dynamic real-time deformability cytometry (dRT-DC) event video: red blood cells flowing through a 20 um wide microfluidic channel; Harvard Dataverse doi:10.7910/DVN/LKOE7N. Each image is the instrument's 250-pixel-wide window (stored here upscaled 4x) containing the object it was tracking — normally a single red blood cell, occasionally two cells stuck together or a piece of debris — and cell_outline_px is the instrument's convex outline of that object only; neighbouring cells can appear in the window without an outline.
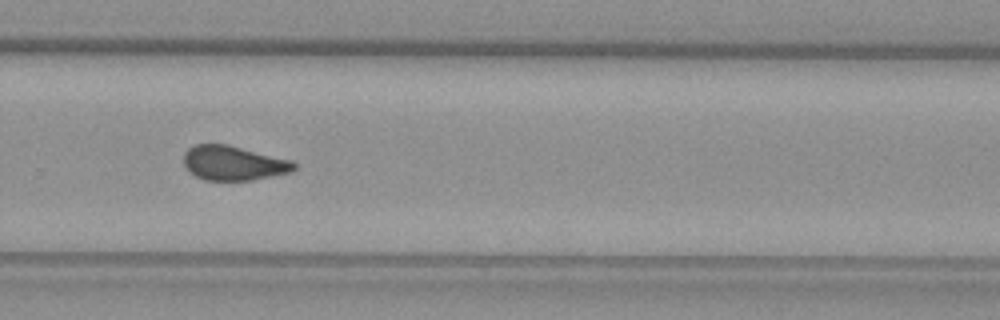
{"species": "common noctule bat (a hibernating species)", "species_latin": "Nyctalus noctula", "temperature_condition": "warm", "stored_images_in_passage": 38, "camera_frame_rate_fps": 3000, "um_per_image_px": 0.085, "animal": {"sex": "female", "body_mass_g": 29.2, "forearm_length_mm": 56.3}, "frame": {"image": 1, "passage_image": 22, "time_ms": 7.0, "image_size_px": [1000, 320], "cell_outline_px": [[296, 168], [292, 172], [252, 180], [204, 180], [196, 176], [184, 164], [184, 152], [188, 148], [196, 144], [228, 144], [292, 160], [296, 164]], "centroid_in_image_um": [19.87, 13.85], "position_along_channel_um": 309.9, "area_um2": 22.2}}
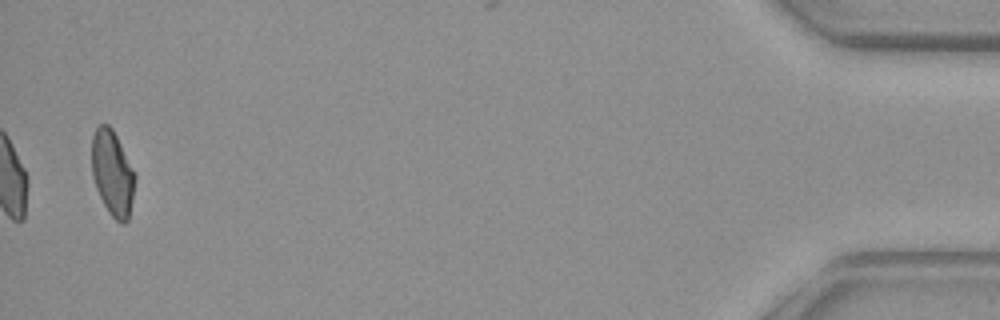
{"frame": {"image": 2, "passage_image": 38, "time_ms": 12.333, "image_size_px": [1000, 320], "cell_outline_px": [[136, 180], [128, 220], [124, 224], [120, 224], [108, 212], [96, 188], [92, 176], [92, 136], [96, 128], [100, 124], [108, 124], [112, 128], [136, 176]], "centroid_in_image_um": [9.55, 14.74], "position_along_channel_um": 425.6, "area_um2": 21.33}, "authors_computed_cell_mechanics": {"area_um2": 22.5998, "velocity_mm_per_s": 3.8941, "shape_relaxation_time_tau1_ms": null, "shape_relaxation_time_tau2_ms": 1.4592, "deformation_change_tau1": null, "deformation_change_tau2": 0.082}}